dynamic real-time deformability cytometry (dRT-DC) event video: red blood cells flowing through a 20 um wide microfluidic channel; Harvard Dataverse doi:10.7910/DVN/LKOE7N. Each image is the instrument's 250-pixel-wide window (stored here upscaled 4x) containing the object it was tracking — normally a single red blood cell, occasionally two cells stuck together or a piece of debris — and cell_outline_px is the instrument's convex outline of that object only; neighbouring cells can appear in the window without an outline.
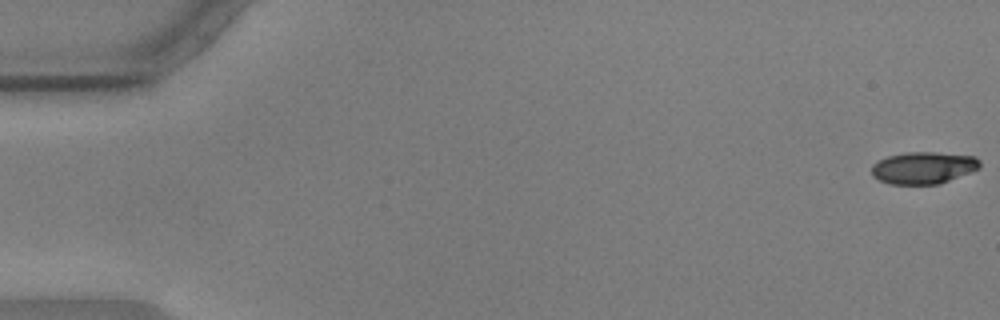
{"species": "common noctule bat (a hibernating species)", "species_latin": "Nyctalus noctula", "temperature_condition": "warm", "stored_images_in_passage": 13, "camera_frame_rate_fps": 3000, "um_per_image_px": 0.085, "animal": {"sex": "male", "body_mass_g": 17.9, "forearm_length_mm": 54.2}, "frame": {"image": 1, "passage_image": 1, "time_ms": 0.0, "image_size_px": [1000, 320], "cell_outline_px": [[980, 168], [972, 172], [940, 184], [888, 184], [872, 176], [872, 164], [888, 156], [908, 152], [936, 152], [976, 156], [980, 160]], "centroid_in_image_um": [78.52, 14.26], "position_along_channel_um": 6.5, "area_um2": 20.35}}